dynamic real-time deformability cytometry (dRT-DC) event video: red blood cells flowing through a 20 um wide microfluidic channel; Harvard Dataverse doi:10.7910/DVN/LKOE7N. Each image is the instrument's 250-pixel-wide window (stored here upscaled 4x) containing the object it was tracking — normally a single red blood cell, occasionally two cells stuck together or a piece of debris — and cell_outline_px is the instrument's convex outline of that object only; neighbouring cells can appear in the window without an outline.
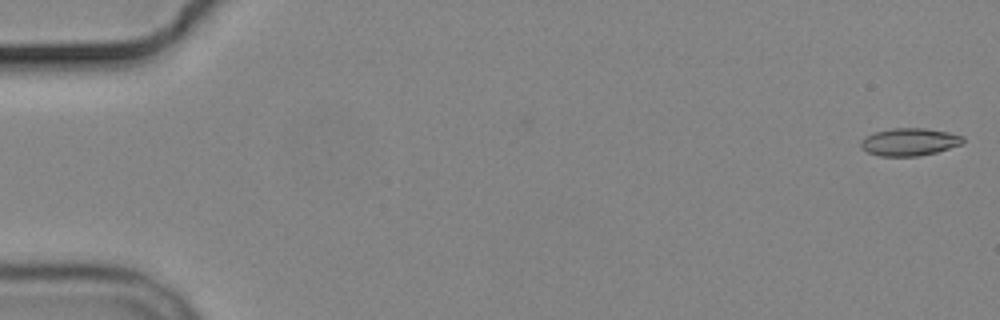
{"species": "common noctule bat (a hibernating species)", "species_latin": "Nyctalus noctula", "temperature_condition": "cold", "stored_images_in_passage": 7, "camera_frame_rate_fps": 3000, "um_per_image_px": 0.085, "animal": {"sex": "male", "body_mass_g": 19.2, "forearm_length_mm": 51.8}, "frame": {"image": 1, "passage_image": 1, "time_ms": 0.0, "image_size_px": [1000, 320], "cell_outline_px": [[964, 140], [960, 144], [936, 152], [920, 156], [880, 156], [868, 152], [860, 148], [860, 140], [876, 132], [892, 128], [924, 128], [948, 132], [964, 136]], "centroid_in_image_um": [77.28, 12.06], "position_along_channel_um": 7.7, "area_um2": 16.3}}
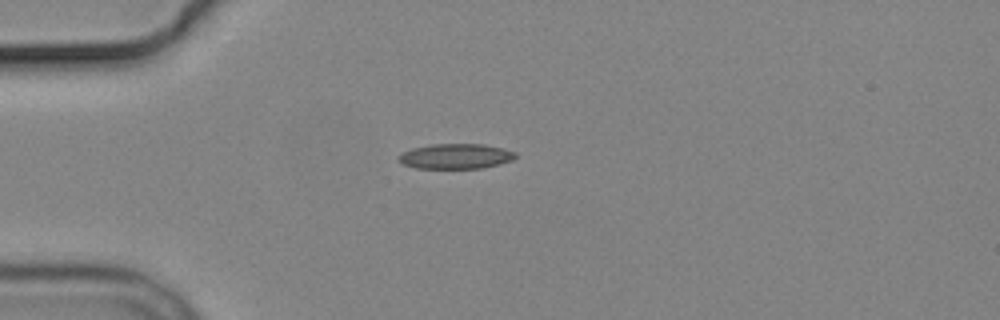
{"frame": {"image": 2, "passage_image": 5, "time_ms": 4.667, "image_size_px": [1000, 320], "cell_outline_px": [[516, 156], [512, 160], [500, 164], [480, 168], [416, 168], [404, 164], [396, 156], [412, 148], [432, 144], [484, 144], [504, 148], [516, 152]], "centroid_in_image_um": [38.76, 13.27], "position_along_channel_um": 46.2, "area_um2": 17.05}}
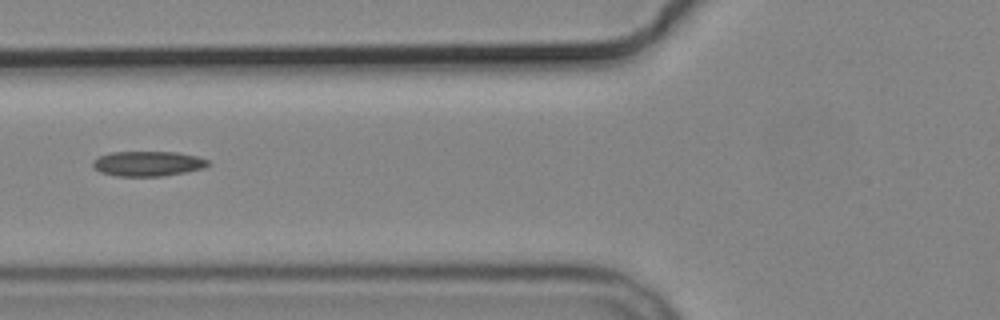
{"frame": {"image": 3, "passage_image": 7, "time_ms": 7.0, "image_size_px": [1000, 320], "cell_outline_px": [[212, 164], [204, 168], [164, 176], [116, 176], [100, 172], [92, 164], [92, 160], [100, 156], [112, 152], [176, 152], [196, 156], [208, 160]], "centroid_in_image_um": [12.58, 13.91], "position_along_channel_um": 113.2, "area_um2": 16.76}}